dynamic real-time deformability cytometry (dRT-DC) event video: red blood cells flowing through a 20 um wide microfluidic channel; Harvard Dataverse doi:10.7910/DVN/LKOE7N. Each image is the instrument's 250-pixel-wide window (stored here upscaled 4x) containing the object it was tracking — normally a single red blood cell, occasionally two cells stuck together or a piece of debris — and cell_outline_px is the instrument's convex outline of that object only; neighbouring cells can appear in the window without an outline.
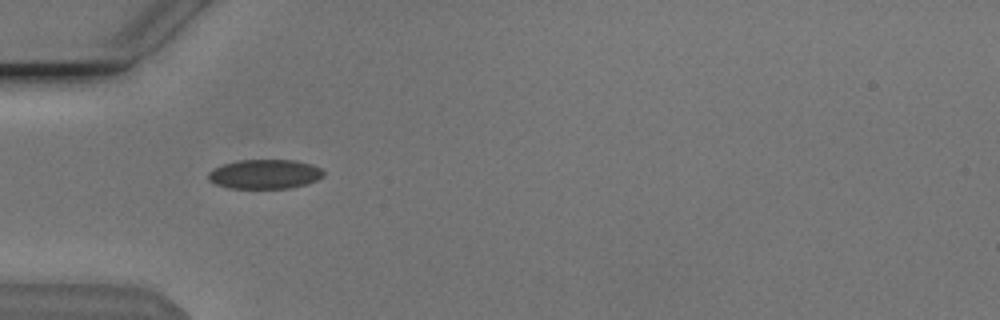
{"species": "Egyptian fruit bat (a non-hibernating species)", "species_latin": "Rousettus aegyptiacus", "temperature_condition": "cold", "stored_images_in_passage": 5, "camera_frame_rate_fps": 3000, "um_per_image_px": 0.085, "animal": {"sex": "male"}, "frame": {"image": 1, "passage_image": 2, "time_ms": 0.333, "image_size_px": [1000, 320], "cell_outline_px": [[324, 176], [316, 180], [304, 184], [288, 188], [228, 188], [216, 184], [208, 180], [208, 172], [212, 168], [224, 164], [240, 160], [296, 160], [312, 164], [320, 168], [324, 172]], "centroid_in_image_um": [22.49, 14.79], "position_along_channel_um": 62.5, "area_um2": 19.71}}